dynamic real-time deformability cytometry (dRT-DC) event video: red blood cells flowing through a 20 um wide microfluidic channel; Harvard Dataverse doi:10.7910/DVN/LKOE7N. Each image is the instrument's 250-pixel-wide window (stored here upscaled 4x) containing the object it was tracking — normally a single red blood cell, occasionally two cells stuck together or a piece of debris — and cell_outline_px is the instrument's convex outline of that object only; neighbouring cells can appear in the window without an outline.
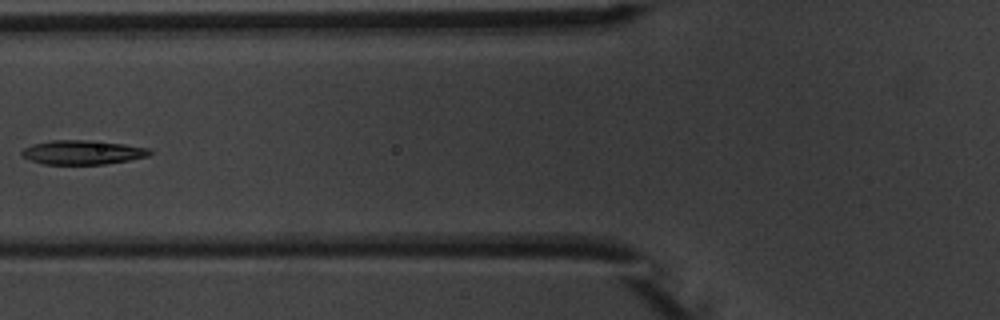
{"species": "common noctule bat (a hibernating species)", "species_latin": "Nyctalus noctula", "temperature_condition": "warm", "stored_images_in_passage": 3, "camera_frame_rate_fps": 3000, "um_per_image_px": 0.085, "animal": {"sex": "male", "body_mass_g": 20.1, "forearm_length_mm": 53.5}, "frame": {"image": 1, "passage_image": 2, "time_ms": 1.333, "image_size_px": [1000, 320], "cell_outline_px": [[152, 152], [148, 156], [128, 160], [104, 164], [44, 164], [32, 160], [24, 156], [20, 152], [24, 148], [32, 144], [52, 140], [92, 140], [124, 144], [148, 148]], "centroid_in_image_um": [7.02, 12.94], "position_along_channel_um": 118.8, "area_um2": 17.86}}
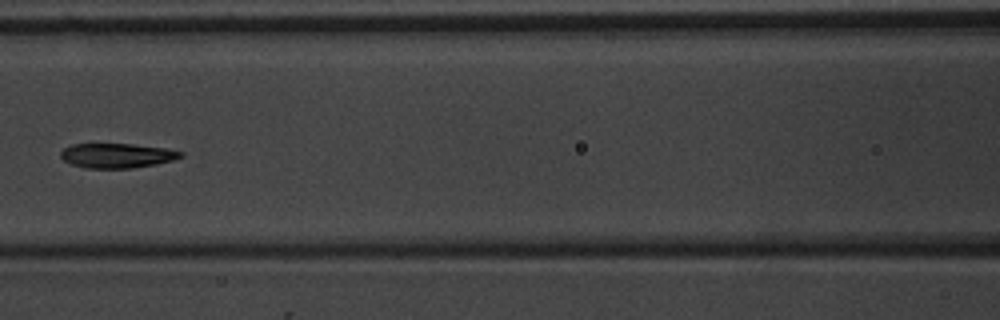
{"frame": {"image": 2, "passage_image": 3, "time_ms": 2.333, "image_size_px": [1000, 320], "cell_outline_px": [[184, 156], [172, 160], [156, 164], [132, 168], [84, 168], [72, 164], [64, 160], [60, 156], [60, 152], [64, 148], [72, 144], [132, 144], [164, 148], [184, 152]], "centroid_in_image_um": [9.94, 13.22], "position_along_channel_um": 156.7, "area_um2": 17.17}}